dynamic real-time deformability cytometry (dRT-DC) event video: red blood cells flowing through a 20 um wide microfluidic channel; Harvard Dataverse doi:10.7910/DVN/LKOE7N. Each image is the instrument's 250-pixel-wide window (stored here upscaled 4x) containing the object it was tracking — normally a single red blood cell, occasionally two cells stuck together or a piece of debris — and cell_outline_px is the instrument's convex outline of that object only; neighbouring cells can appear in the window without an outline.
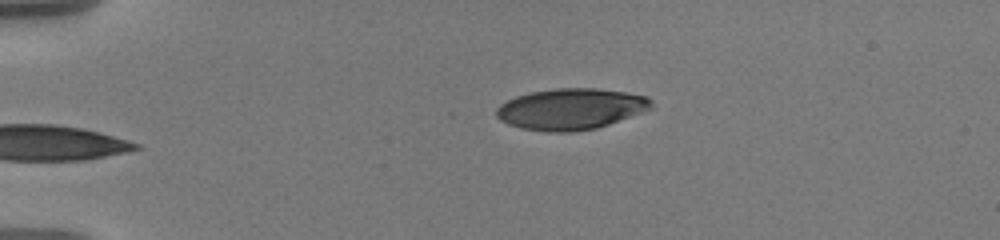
{"species": "human", "species_latin": "Homo sapiens", "temperature_condition": "warm", "stored_images_in_passage": 38, "camera_frame_rate_fps": 3000, "um_per_image_px": 0.085, "donor": {"sex": "male"}, "frame": {"image": 1, "passage_image": 1, "time_ms": 0.0, "image_size_px": [1000, 240], "cell_outline_px": [[652, 108], [644, 112], [596, 128], [572, 132], [548, 132], [520, 128], [508, 124], [500, 120], [496, 116], [496, 108], [500, 104], [516, 96], [532, 92], [556, 88], [596, 88], [624, 92], [648, 96], [652, 100]], "centroid_in_image_um": [48.52, 9.27], "position_along_channel_um": 36.5, "area_um2": 37.22}}
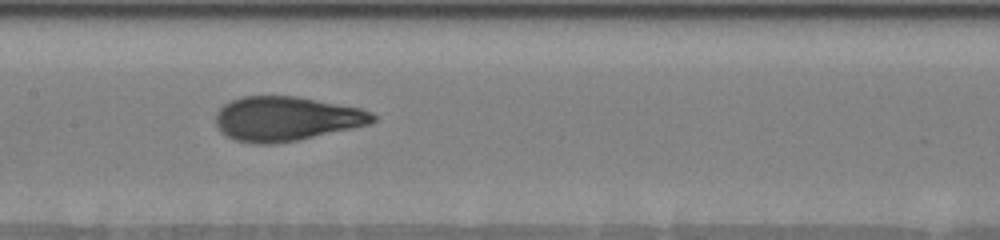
{"frame": {"image": 2, "passage_image": 18, "time_ms": 5.667, "image_size_px": [1000, 240], "cell_outline_px": [[376, 120], [372, 124], [296, 140], [276, 144], [252, 144], [236, 140], [224, 136], [216, 128], [216, 112], [224, 104], [232, 100], [244, 96], [296, 96], [360, 108], [372, 112], [376, 116]], "centroid_in_image_um": [24.3, 10.1], "position_along_channel_um": 183.1, "area_um2": 40.81}}
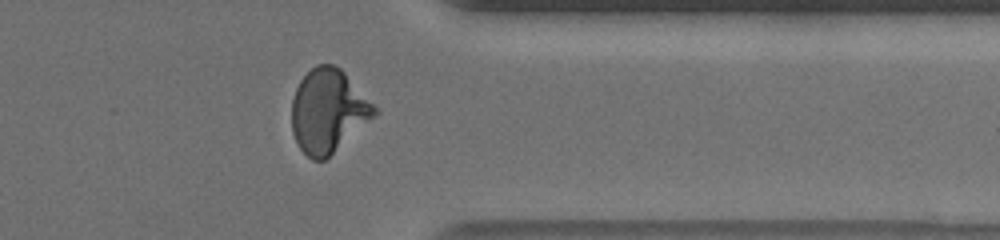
{"frame": {"image": 3, "passage_image": 35, "time_ms": 11.333, "image_size_px": [1000, 240], "cell_outline_px": [[380, 112], [376, 116], [324, 160], [312, 160], [300, 148], [292, 132], [292, 100], [296, 88], [300, 80], [316, 64], [332, 64], [340, 68], [344, 72]], "centroid_in_image_um": [27.89, 9.43], "position_along_channel_um": 383.5, "area_um2": 39.82}, "authors_computed_cell_mechanics": {"area_um2": 39.882, "velocity_mm_per_s": 3.6063, "shape_relaxation_time_tau1_ms": 5.2151, "shape_relaxation_time_tau2_ms": null, "deformation_change_tau1": 0.2407, "deformation_change_tau2": null}}